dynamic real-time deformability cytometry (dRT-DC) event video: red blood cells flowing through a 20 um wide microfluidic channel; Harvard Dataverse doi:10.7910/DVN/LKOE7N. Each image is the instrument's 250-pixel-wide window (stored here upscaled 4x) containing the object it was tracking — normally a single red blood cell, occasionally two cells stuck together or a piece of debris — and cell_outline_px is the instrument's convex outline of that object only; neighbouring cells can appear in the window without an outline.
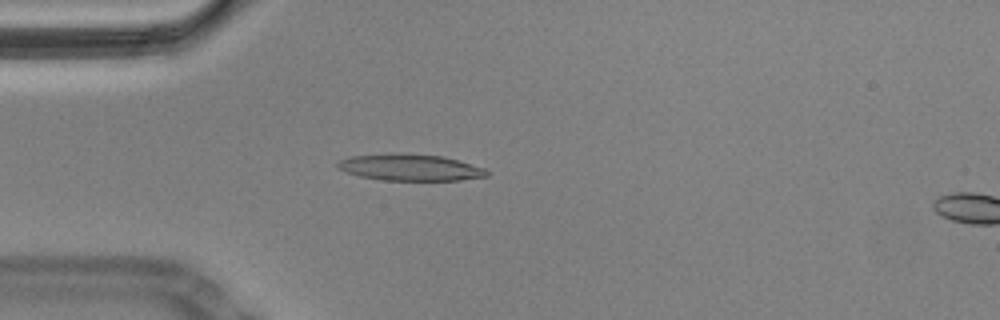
{"species": "Egyptian fruit bat (a non-hibernating species)", "species_latin": "Rousettus aegyptiacus", "temperature_condition": "cold", "stored_images_in_passage": 56, "camera_frame_rate_fps": 3000, "um_per_image_px": 0.085, "animal": {"sex": "male"}, "frame": {"image": 1, "passage_image": 14, "time_ms": 4.333, "image_size_px": [1000, 320], "cell_outline_px": [[488, 176], [460, 180], [384, 180], [360, 176], [336, 168], [336, 160], [352, 156], [392, 152], [444, 156], [484, 168], [488, 172]], "centroid_in_image_um": [34.81, 14.21], "position_along_channel_um": 50.2, "area_um2": 23.18}}
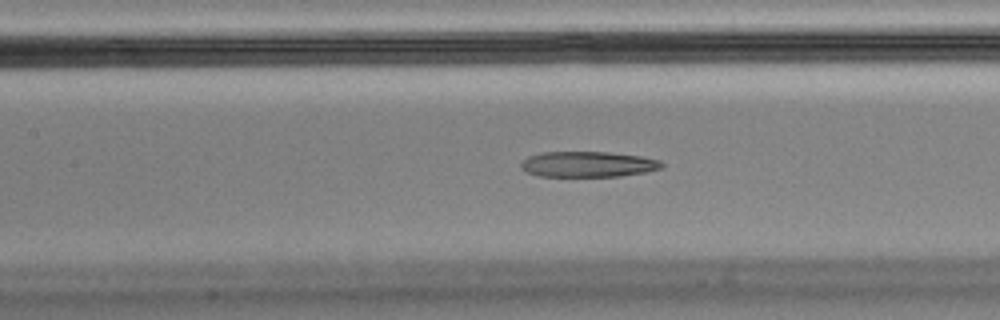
{"frame": {"image": 2, "passage_image": 24, "time_ms": 7.667, "image_size_px": [1000, 320], "cell_outline_px": [[664, 164], [660, 168], [644, 172], [620, 176], [540, 176], [528, 172], [520, 168], [520, 164], [528, 156], [540, 152], [608, 152], [640, 156], [660, 160]], "centroid_in_image_um": [49.95, 13.95], "position_along_channel_um": 157.4, "area_um2": 20.87}}
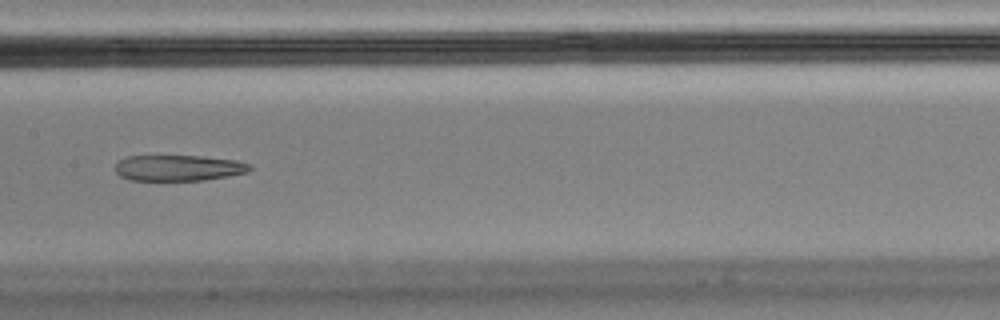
{"frame": {"image": 3, "passage_image": 27, "time_ms": 8.667, "image_size_px": [1000, 320], "cell_outline_px": [[252, 168], [248, 172], [228, 176], [204, 180], [132, 180], [120, 176], [116, 172], [116, 164], [120, 160], [128, 156], [200, 156], [236, 160], [252, 164]], "centroid_in_image_um": [15.21, 14.27], "position_along_channel_um": 192.2, "area_um2": 20.23}, "authors_computed_cell_mechanics": {"area_um2": 23.0333, "velocity_mm_per_s": 3.4967, "shape_relaxation_time_tau1_ms": null, "shape_relaxation_time_tau2_ms": 9.1446, "deformation_change_tau1": null, "deformation_change_tau2": 0.2271}}